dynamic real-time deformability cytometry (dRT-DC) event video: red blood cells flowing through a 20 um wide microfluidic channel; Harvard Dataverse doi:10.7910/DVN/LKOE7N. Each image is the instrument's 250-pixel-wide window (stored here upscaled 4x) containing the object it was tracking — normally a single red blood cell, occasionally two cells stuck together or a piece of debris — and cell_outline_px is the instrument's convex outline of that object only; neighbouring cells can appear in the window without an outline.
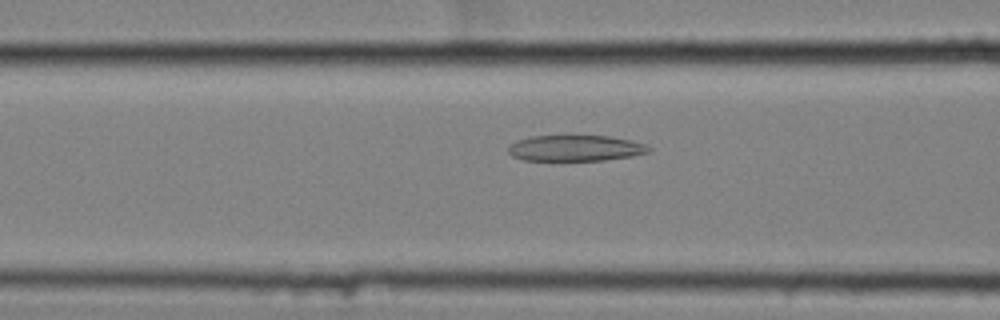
{"species": "common noctule bat (a hibernating species)", "species_latin": "Nyctalus noctula", "temperature_condition": "cold", "stored_images_in_passage": 32, "camera_frame_rate_fps": 3000, "um_per_image_px": 0.085, "animal": {"sex": "female", "body_mass_g": 25.1}, "frame": {"image": 1, "passage_image": 5, "time_ms": 1.333, "image_size_px": [1000, 320], "cell_outline_px": [[652, 148], [648, 152], [632, 156], [604, 160], [524, 160], [512, 156], [508, 152], [508, 144], [516, 140], [532, 136], [608, 136], [628, 140], [644, 144]], "centroid_in_image_um": [48.86, 12.59], "position_along_channel_um": 117.7, "area_um2": 21.1}}
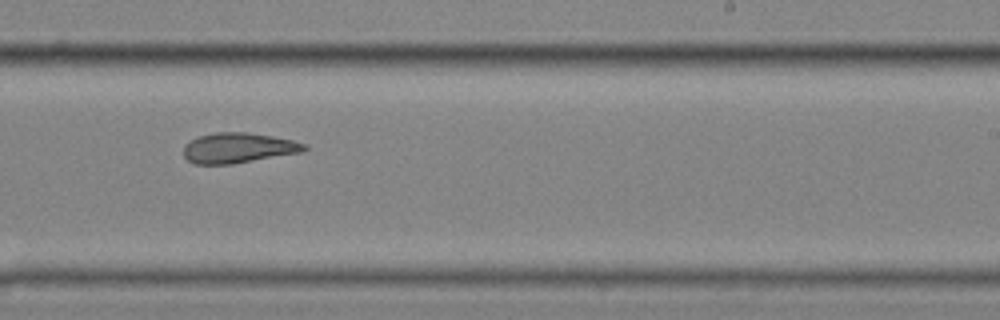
{"frame": {"image": 2, "passage_image": 18, "time_ms": 5.667, "image_size_px": [1000, 320], "cell_outline_px": [[308, 148], [304, 152], [232, 164], [196, 164], [188, 160], [184, 156], [184, 148], [192, 140], [200, 136], [216, 132], [244, 132], [272, 136], [292, 140], [308, 144]], "centroid_in_image_um": [20.31, 12.58], "position_along_channel_um": 268.7, "area_um2": 21.15}}
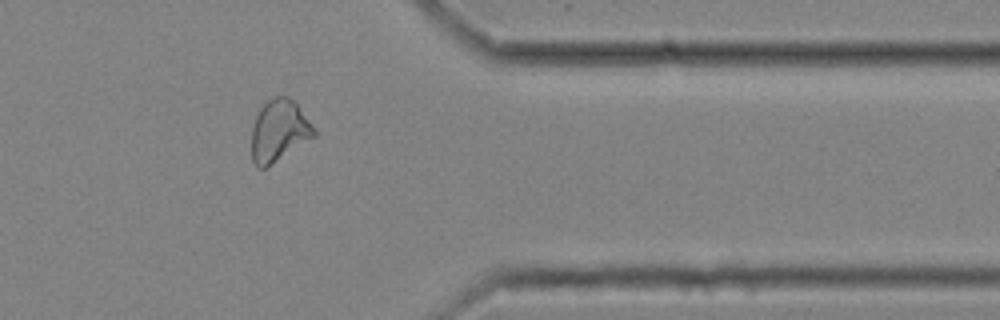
{"frame": {"image": 3, "passage_image": 29, "time_ms": 9.333, "image_size_px": [1000, 320], "cell_outline_px": [[316, 136], [264, 168], [256, 168], [252, 160], [252, 128], [256, 116], [260, 108], [268, 100], [276, 96], [288, 96], [296, 104], [316, 128]], "centroid_in_image_um": [23.72, 11.11], "position_along_channel_um": 387.7, "area_um2": 22.25}, "authors_computed_cell_mechanics": {"area_um2": 21.7906, "velocity_mm_per_s": 3.491, "shape_relaxation_time_tau1_ms": 9.6628, "shape_relaxation_time_tau2_ms": 4.3472, "deformation_change_tau1": 0.1774, "deformation_change_tau2": 0.1251}}